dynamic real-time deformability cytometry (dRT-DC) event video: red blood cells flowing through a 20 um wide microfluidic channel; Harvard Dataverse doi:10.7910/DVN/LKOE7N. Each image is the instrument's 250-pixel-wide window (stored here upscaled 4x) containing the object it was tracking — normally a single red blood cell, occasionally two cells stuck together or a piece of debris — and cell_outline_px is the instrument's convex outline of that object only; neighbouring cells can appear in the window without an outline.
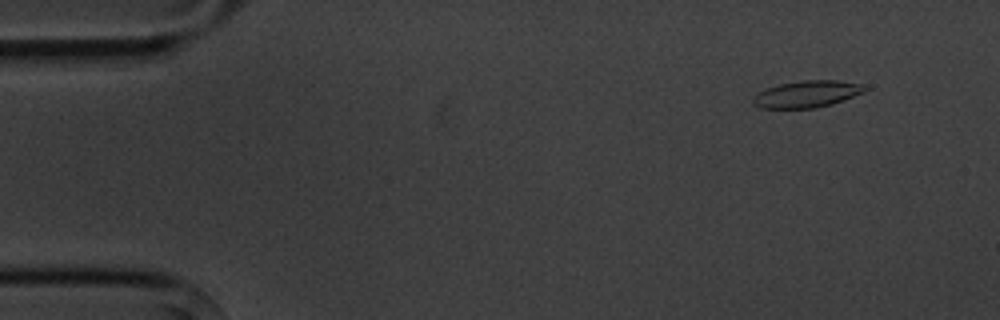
{"species": "common noctule bat (a hibernating species)", "species_latin": "Nyctalus noctula", "temperature_condition": "cold", "stored_images_in_passage": 6, "camera_frame_rate_fps": 3000, "um_per_image_px": 0.085, "animal": {"sex": "male", "body_mass_g": 20.1, "forearm_length_mm": 53.5}, "frame": {"image": 1, "passage_image": 2, "time_ms": 1.0, "image_size_px": [1000, 320], "cell_outline_px": [[868, 88], [864, 92], [832, 104], [816, 108], [760, 108], [752, 104], [752, 100], [760, 92], [768, 88], [780, 84], [804, 80], [836, 80], [864, 84]], "centroid_in_image_um": [68.62, 8.0], "position_along_channel_um": 16.4, "area_um2": 17.34}}